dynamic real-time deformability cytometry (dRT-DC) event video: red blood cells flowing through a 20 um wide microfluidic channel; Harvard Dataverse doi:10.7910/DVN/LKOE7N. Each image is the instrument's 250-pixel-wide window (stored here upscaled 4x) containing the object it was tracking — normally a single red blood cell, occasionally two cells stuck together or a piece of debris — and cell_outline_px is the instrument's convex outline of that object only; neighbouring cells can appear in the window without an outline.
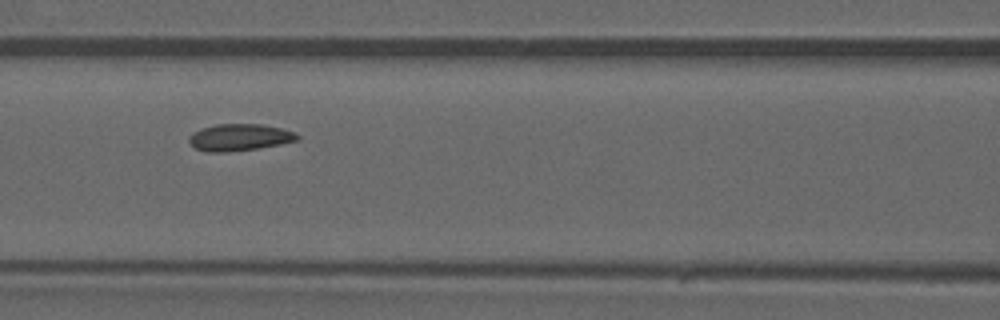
{"species": "common noctule bat (a hibernating species)", "species_latin": "Nyctalus noctula", "temperature_condition": "warm", "stored_images_in_passage": 26, "camera_frame_rate_fps": 3000, "um_per_image_px": 0.085, "animal": {"sex": "male", "forearm_length_mm": 52.5}, "frame": {"image": 1, "passage_image": 8, "time_ms": 2.333, "image_size_px": [1000, 320], "cell_outline_px": [[300, 140], [280, 144], [256, 148], [228, 152], [208, 152], [196, 148], [188, 140], [188, 136], [192, 132], [200, 128], [216, 124], [260, 124], [280, 128], [296, 132], [300, 136]], "centroid_in_image_um": [20.36, 11.67], "position_along_channel_um": 146.2, "area_um2": 16.99}}
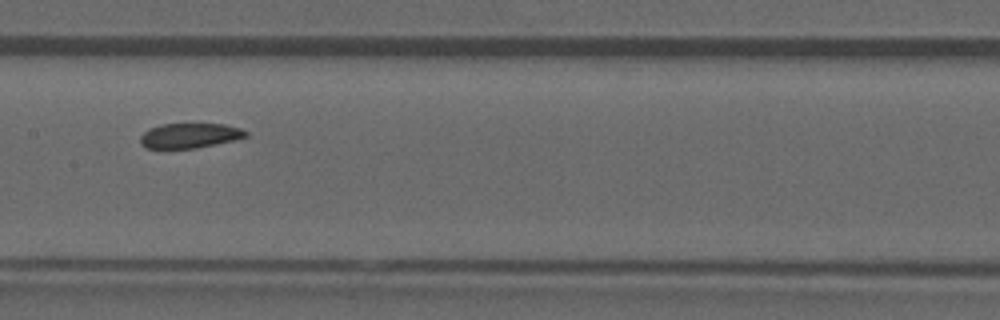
{"frame": {"image": 2, "passage_image": 11, "time_ms": 3.333, "image_size_px": [1000, 320], "cell_outline_px": [[248, 136], [236, 140], [196, 148], [144, 148], [140, 144], [140, 136], [148, 128], [160, 124], [224, 124], [240, 128], [248, 132]], "centroid_in_image_um": [16.11, 11.52], "position_along_channel_um": 191.3, "area_um2": 15.43}}